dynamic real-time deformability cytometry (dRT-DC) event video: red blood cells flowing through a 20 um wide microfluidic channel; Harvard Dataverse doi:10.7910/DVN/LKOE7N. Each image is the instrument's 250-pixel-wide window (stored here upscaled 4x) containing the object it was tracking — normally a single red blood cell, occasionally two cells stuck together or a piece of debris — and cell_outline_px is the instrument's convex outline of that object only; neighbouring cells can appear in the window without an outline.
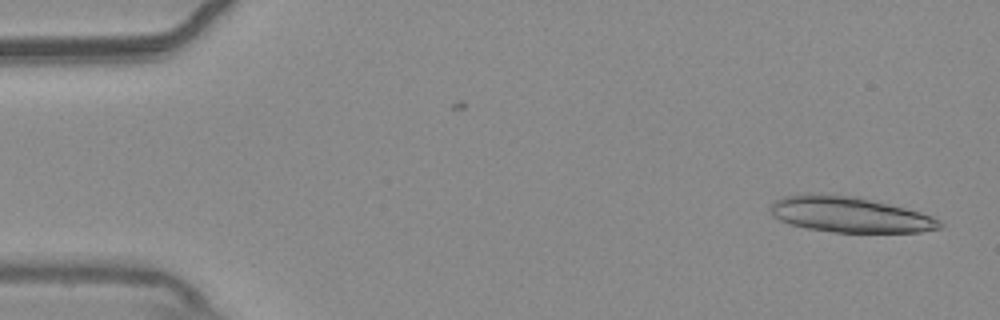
{"species": "common noctule bat (a hibernating species)", "species_latin": "Nyctalus noctula", "temperature_condition": "warm", "stored_images_in_passage": 52, "segment_of_instrument_passage": [1, 2], "camera_frame_rate_fps": 3000, "um_per_image_px": 0.085, "animal": {"sex": "male", "body_mass_g": 20.4}, "frame": {"image": 1, "passage_image": 1, "time_ms": 0.0, "image_size_px": [1000, 320], "cell_outline_px": [[944, 224], [940, 228], [920, 232], [832, 232], [808, 228], [792, 224], [780, 220], [772, 216], [768, 208], [776, 200], [784, 196], [808, 192], [852, 196], [888, 204], [920, 212], [932, 216], [940, 220]], "centroid_in_image_um": [72.19, 18.23], "position_along_channel_um": 12.8, "area_um2": 35.03}}